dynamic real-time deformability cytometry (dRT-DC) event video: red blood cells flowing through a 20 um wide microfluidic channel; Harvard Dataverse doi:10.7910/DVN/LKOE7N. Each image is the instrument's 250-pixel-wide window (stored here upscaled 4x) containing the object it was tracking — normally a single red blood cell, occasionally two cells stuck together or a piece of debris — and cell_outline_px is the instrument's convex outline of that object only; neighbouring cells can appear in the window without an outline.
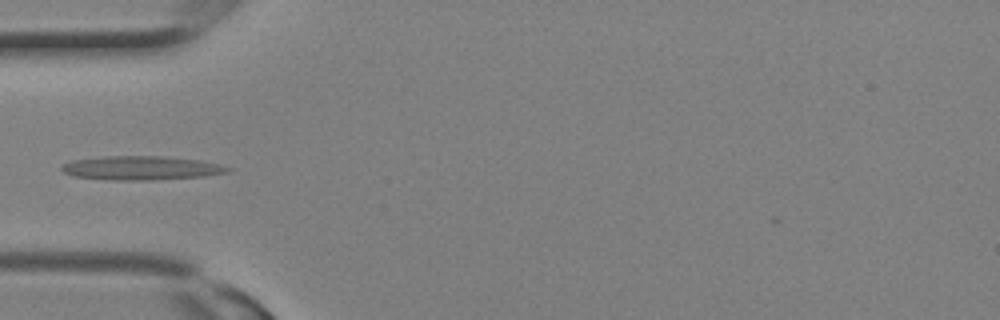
{"species": "Egyptian fruit bat (a non-hibernating species)", "species_latin": "Rousettus aegyptiacus", "temperature_condition": "room temperature", "stored_images_in_passage": 4, "camera_frame_rate_fps": 3000, "um_per_image_px": 0.085, "animal": {"sex": "female"}, "frame": {"image": 1, "passage_image": 3, "time_ms": 0.667, "image_size_px": [1000, 320], "cell_outline_px": [[232, 168], [228, 172], [204, 176], [152, 180], [108, 180], [72, 176], [64, 172], [60, 168], [64, 164], [72, 160], [108, 156], [164, 156], [200, 160], [220, 164]], "centroid_in_image_um": [12.01, 14.28], "position_along_channel_um": 73.0, "area_um2": 23.18}}